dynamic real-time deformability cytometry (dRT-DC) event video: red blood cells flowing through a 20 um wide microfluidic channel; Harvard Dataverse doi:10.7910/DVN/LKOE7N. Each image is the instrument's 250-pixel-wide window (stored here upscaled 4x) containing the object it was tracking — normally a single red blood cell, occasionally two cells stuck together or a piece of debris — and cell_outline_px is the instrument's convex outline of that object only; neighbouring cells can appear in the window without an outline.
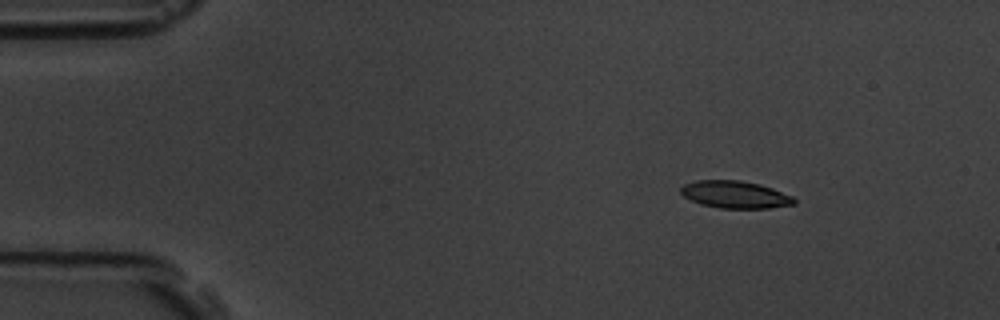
{"species": "common noctule bat (a hibernating species)", "species_latin": "Nyctalus noctula", "temperature_condition": "room temperature", "stored_images_in_passage": 4, "camera_frame_rate_fps": 3000, "um_per_image_px": 0.085, "animal": {"sex": "male", "body_mass_g": 19.5, "forearm_length_mm": 54.6}, "frame": {"image": 1, "passage_image": 2, "time_ms": 1.0, "image_size_px": [1000, 320], "cell_outline_px": [[796, 204], [768, 208], [720, 208], [700, 204], [684, 196], [680, 192], [680, 188], [684, 184], [696, 180], [740, 180], [760, 184], [772, 188], [792, 196], [796, 200]], "centroid_in_image_um": [62.48, 16.53], "position_along_channel_um": 22.5, "area_um2": 18.03}}
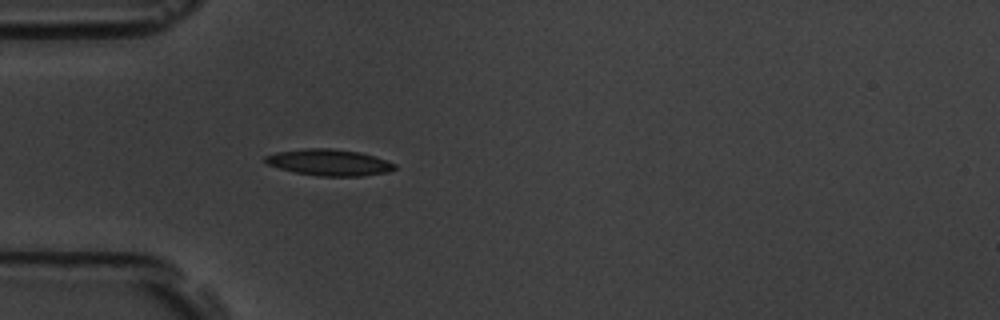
{"frame": {"image": 2, "passage_image": 4, "time_ms": 4.0, "image_size_px": [1000, 320], "cell_outline_px": [[396, 168], [388, 172], [360, 176], [320, 176], [296, 172], [280, 168], [268, 164], [264, 160], [264, 156], [276, 152], [304, 148], [332, 148], [360, 152], [396, 164]], "centroid_in_image_um": [27.96, 13.8], "position_along_channel_um": 57.0, "area_um2": 19.71}}